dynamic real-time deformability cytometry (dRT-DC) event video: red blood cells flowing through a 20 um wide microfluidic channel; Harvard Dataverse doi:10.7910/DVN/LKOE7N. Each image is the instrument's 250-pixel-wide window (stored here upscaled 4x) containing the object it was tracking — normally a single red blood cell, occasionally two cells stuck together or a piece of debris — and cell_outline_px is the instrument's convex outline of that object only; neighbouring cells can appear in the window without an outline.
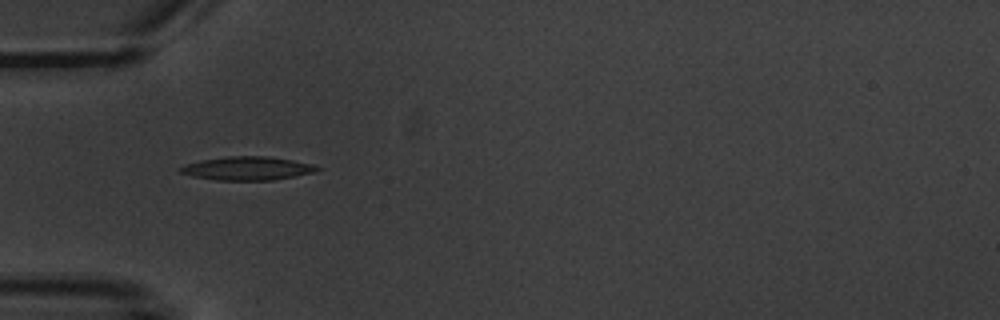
{"species": "common noctule bat (a hibernating species)", "species_latin": "Nyctalus noctula", "temperature_condition": "warm", "stored_images_in_passage": 4, "camera_frame_rate_fps": 3000, "um_per_image_px": 0.085, "animal": {"sex": "male", "body_mass_g": 20.1, "forearm_length_mm": 53.5}, "frame": {"image": 1, "passage_image": 3, "time_ms": 2.667, "image_size_px": [1000, 320], "cell_outline_px": [[320, 168], [312, 172], [296, 176], [272, 180], [216, 180], [192, 176], [180, 172], [180, 168], [188, 164], [200, 160], [228, 156], [268, 156], [292, 160], [312, 164]], "centroid_in_image_um": [21.02, 14.31], "position_along_channel_um": 64.0, "area_um2": 18.5}}